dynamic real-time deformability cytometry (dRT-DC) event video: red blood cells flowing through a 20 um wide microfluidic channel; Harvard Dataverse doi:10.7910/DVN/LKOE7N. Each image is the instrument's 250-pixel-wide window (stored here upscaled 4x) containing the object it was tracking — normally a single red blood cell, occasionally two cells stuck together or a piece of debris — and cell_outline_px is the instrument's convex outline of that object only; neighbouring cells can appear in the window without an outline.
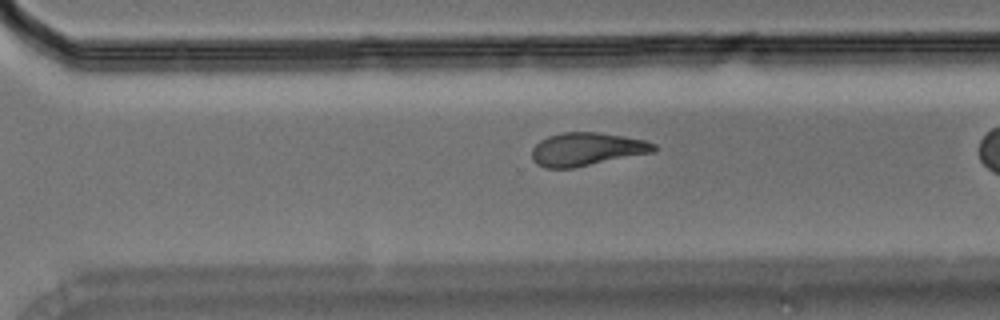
{"species": "Egyptian fruit bat (a non-hibernating species)", "species_latin": "Rousettus aegyptiacus", "temperature_condition": "room temperature", "stored_images_in_passage": 30, "camera_frame_rate_fps": 3000, "um_per_image_px": 0.085, "animal": {"sex": "male"}, "frame": {"image": 1, "passage_image": 26, "time_ms": 8.333, "image_size_px": [1000, 320], "cell_outline_px": [[656, 152], [572, 168], [544, 168], [536, 164], [532, 160], [532, 148], [540, 140], [548, 136], [564, 132], [600, 132], [624, 136], [644, 140], [656, 144]], "centroid_in_image_um": [49.87, 12.68], "position_along_channel_um": 320.7, "area_um2": 23.76}}